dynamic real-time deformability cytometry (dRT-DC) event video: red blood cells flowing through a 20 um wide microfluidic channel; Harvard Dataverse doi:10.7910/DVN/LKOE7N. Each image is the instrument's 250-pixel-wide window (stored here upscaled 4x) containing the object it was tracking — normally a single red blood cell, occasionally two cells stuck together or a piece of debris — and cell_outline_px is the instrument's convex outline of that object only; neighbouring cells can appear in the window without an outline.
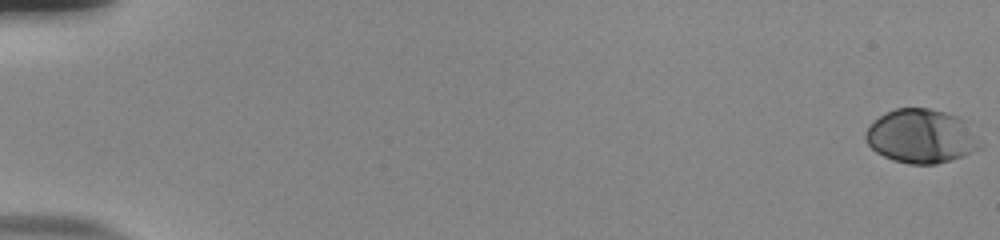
{"species": "human", "species_latin": "Homo sapiens", "temperature_condition": "room temperature", "stored_images_in_passage": 55, "camera_frame_rate_fps": 3000, "um_per_image_px": 0.085, "donor": {"sex": "male"}, "frame": {"image": 1, "passage_image": 1, "time_ms": 0.0, "image_size_px": [1000, 240], "cell_outline_px": [[984, 148], [964, 156], [936, 164], [908, 164], [884, 156], [876, 152], [868, 144], [864, 136], [868, 128], [880, 116], [896, 108], [928, 108], [960, 116], [968, 120]], "centroid_in_image_um": [78.39, 11.58], "position_along_channel_um": 6.6, "area_um2": 36.24}}
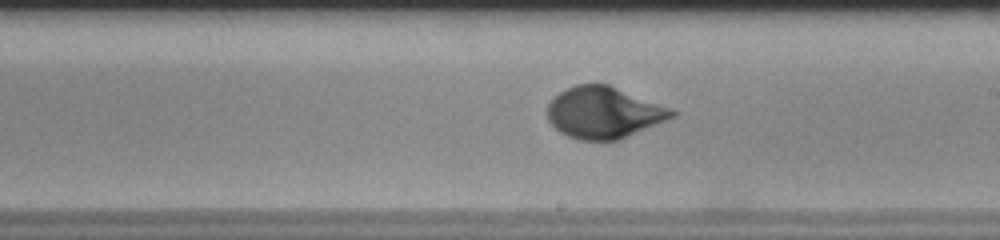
{"frame": {"image": 2, "passage_image": 34, "time_ms": 11.0, "image_size_px": [1000, 240], "cell_outline_px": [[680, 112], [676, 116], [620, 140], [580, 140], [568, 136], [560, 132], [548, 120], [548, 104], [560, 92], [576, 84], [608, 84], [672, 108]], "centroid_in_image_um": [51.37, 9.57], "position_along_channel_um": 237.6, "area_um2": 37.34}}
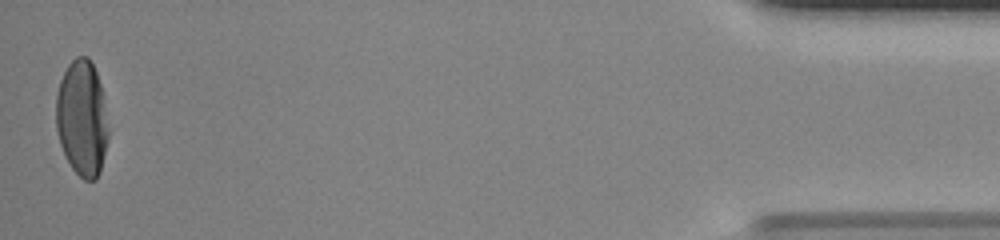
{"frame": {"image": 3, "passage_image": 55, "time_ms": 18.0, "image_size_px": [1000, 240], "cell_outline_px": [[108, 140], [100, 172], [96, 180], [84, 180], [72, 168], [60, 144], [56, 128], [56, 96], [60, 80], [68, 64], [76, 56], [88, 56], [96, 72], [104, 96], [108, 128]], "centroid_in_image_um": [6.98, 10.04], "position_along_channel_um": 428.2, "area_um2": 35.43}, "authors_computed_cell_mechanics": {"area_um2": 35.6626, "velocity_mm_per_s": 3.8583, "shape_relaxation_time_tau1_ms": 3.9472, "shape_relaxation_time_tau2_ms": null, "deformation_change_tau1": 0.184, "deformation_change_tau2": null}}